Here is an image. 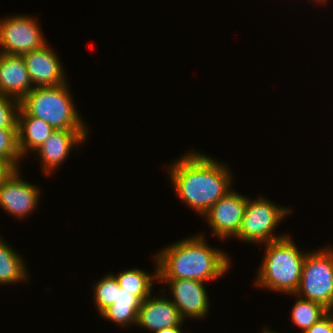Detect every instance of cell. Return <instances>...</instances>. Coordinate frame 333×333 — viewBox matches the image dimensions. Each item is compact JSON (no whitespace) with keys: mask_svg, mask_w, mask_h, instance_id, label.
Masks as SVG:
<instances>
[{"mask_svg":"<svg viewBox=\"0 0 333 333\" xmlns=\"http://www.w3.org/2000/svg\"><path fill=\"white\" fill-rule=\"evenodd\" d=\"M54 128L44 120L30 116L21 106L17 116V144L22 158L46 141ZM30 149V150H29Z\"/></svg>","mask_w":333,"mask_h":333,"instance_id":"9a60e30c","label":"cell"},{"mask_svg":"<svg viewBox=\"0 0 333 333\" xmlns=\"http://www.w3.org/2000/svg\"><path fill=\"white\" fill-rule=\"evenodd\" d=\"M154 333H183L181 326L168 327Z\"/></svg>","mask_w":333,"mask_h":333,"instance_id":"d4e9b609","label":"cell"},{"mask_svg":"<svg viewBox=\"0 0 333 333\" xmlns=\"http://www.w3.org/2000/svg\"><path fill=\"white\" fill-rule=\"evenodd\" d=\"M0 157L20 170L19 162L23 158L18 149L17 129L0 128Z\"/></svg>","mask_w":333,"mask_h":333,"instance_id":"44dd1931","label":"cell"},{"mask_svg":"<svg viewBox=\"0 0 333 333\" xmlns=\"http://www.w3.org/2000/svg\"><path fill=\"white\" fill-rule=\"evenodd\" d=\"M207 243L203 233L160 250L154 256L158 279L219 280L229 271L231 261L226 252Z\"/></svg>","mask_w":333,"mask_h":333,"instance_id":"7a4b0ae2","label":"cell"},{"mask_svg":"<svg viewBox=\"0 0 333 333\" xmlns=\"http://www.w3.org/2000/svg\"><path fill=\"white\" fill-rule=\"evenodd\" d=\"M33 88L23 56L0 53V94L21 101Z\"/></svg>","mask_w":333,"mask_h":333,"instance_id":"5bb4252c","label":"cell"},{"mask_svg":"<svg viewBox=\"0 0 333 333\" xmlns=\"http://www.w3.org/2000/svg\"><path fill=\"white\" fill-rule=\"evenodd\" d=\"M267 328H269V327H265L264 329V331H262L261 333H278V332H275V331H271V330H269V329H267ZM260 333V332H259Z\"/></svg>","mask_w":333,"mask_h":333,"instance_id":"484cf974","label":"cell"},{"mask_svg":"<svg viewBox=\"0 0 333 333\" xmlns=\"http://www.w3.org/2000/svg\"><path fill=\"white\" fill-rule=\"evenodd\" d=\"M141 300L124 288H117L115 302L104 310L100 315L118 326L128 327L136 325Z\"/></svg>","mask_w":333,"mask_h":333,"instance_id":"2e32d148","label":"cell"},{"mask_svg":"<svg viewBox=\"0 0 333 333\" xmlns=\"http://www.w3.org/2000/svg\"><path fill=\"white\" fill-rule=\"evenodd\" d=\"M27 271L22 256L0 237V285L27 281Z\"/></svg>","mask_w":333,"mask_h":333,"instance_id":"e0dca14e","label":"cell"},{"mask_svg":"<svg viewBox=\"0 0 333 333\" xmlns=\"http://www.w3.org/2000/svg\"><path fill=\"white\" fill-rule=\"evenodd\" d=\"M184 319L173 302L166 295L148 298L141 302L137 326L153 333L172 326H182Z\"/></svg>","mask_w":333,"mask_h":333,"instance_id":"4fadbf2b","label":"cell"},{"mask_svg":"<svg viewBox=\"0 0 333 333\" xmlns=\"http://www.w3.org/2000/svg\"><path fill=\"white\" fill-rule=\"evenodd\" d=\"M93 288L94 306L97 307L100 315L115 302L117 288H120V285L114 274L109 273L97 281Z\"/></svg>","mask_w":333,"mask_h":333,"instance_id":"ffe728a7","label":"cell"},{"mask_svg":"<svg viewBox=\"0 0 333 333\" xmlns=\"http://www.w3.org/2000/svg\"><path fill=\"white\" fill-rule=\"evenodd\" d=\"M114 276L120 288H124L143 301L152 295L153 284L158 280V267L155 268L154 274H148L142 269L131 268Z\"/></svg>","mask_w":333,"mask_h":333,"instance_id":"ac0fdd59","label":"cell"},{"mask_svg":"<svg viewBox=\"0 0 333 333\" xmlns=\"http://www.w3.org/2000/svg\"><path fill=\"white\" fill-rule=\"evenodd\" d=\"M297 300L293 305L291 318L297 327L301 328L303 333L314 323L323 318L329 310L317 302L296 296Z\"/></svg>","mask_w":333,"mask_h":333,"instance_id":"d6986e66","label":"cell"},{"mask_svg":"<svg viewBox=\"0 0 333 333\" xmlns=\"http://www.w3.org/2000/svg\"><path fill=\"white\" fill-rule=\"evenodd\" d=\"M68 85L34 87L20 101V106L30 116L44 120L54 130H89L74 105Z\"/></svg>","mask_w":333,"mask_h":333,"instance_id":"277c9868","label":"cell"},{"mask_svg":"<svg viewBox=\"0 0 333 333\" xmlns=\"http://www.w3.org/2000/svg\"><path fill=\"white\" fill-rule=\"evenodd\" d=\"M263 245L266 248L255 279L256 286L284 294H295L308 252H302L288 234Z\"/></svg>","mask_w":333,"mask_h":333,"instance_id":"3957f363","label":"cell"},{"mask_svg":"<svg viewBox=\"0 0 333 333\" xmlns=\"http://www.w3.org/2000/svg\"><path fill=\"white\" fill-rule=\"evenodd\" d=\"M20 100L0 94V128L17 129Z\"/></svg>","mask_w":333,"mask_h":333,"instance_id":"7402d4cb","label":"cell"},{"mask_svg":"<svg viewBox=\"0 0 333 333\" xmlns=\"http://www.w3.org/2000/svg\"><path fill=\"white\" fill-rule=\"evenodd\" d=\"M311 1V0H310ZM313 2L315 1V3L317 2V3H323V4H325L324 2H327L328 0H312Z\"/></svg>","mask_w":333,"mask_h":333,"instance_id":"4316f807","label":"cell"},{"mask_svg":"<svg viewBox=\"0 0 333 333\" xmlns=\"http://www.w3.org/2000/svg\"><path fill=\"white\" fill-rule=\"evenodd\" d=\"M20 175L16 169L0 185V208L16 219L32 214L41 196L40 189Z\"/></svg>","mask_w":333,"mask_h":333,"instance_id":"9c48e42d","label":"cell"},{"mask_svg":"<svg viewBox=\"0 0 333 333\" xmlns=\"http://www.w3.org/2000/svg\"><path fill=\"white\" fill-rule=\"evenodd\" d=\"M89 130L55 129L35 152L40 157L45 175L53 174L59 168L74 146L78 147L87 139ZM83 142V143H82Z\"/></svg>","mask_w":333,"mask_h":333,"instance_id":"8fae6325","label":"cell"},{"mask_svg":"<svg viewBox=\"0 0 333 333\" xmlns=\"http://www.w3.org/2000/svg\"><path fill=\"white\" fill-rule=\"evenodd\" d=\"M158 281L169 284L172 293L170 300L184 320L186 317L202 319L207 316L210 300L205 282L191 279H158Z\"/></svg>","mask_w":333,"mask_h":333,"instance_id":"30bf717a","label":"cell"},{"mask_svg":"<svg viewBox=\"0 0 333 333\" xmlns=\"http://www.w3.org/2000/svg\"><path fill=\"white\" fill-rule=\"evenodd\" d=\"M247 201V196L232 189L204 214L214 236L227 240L238 235Z\"/></svg>","mask_w":333,"mask_h":333,"instance_id":"ba28073f","label":"cell"},{"mask_svg":"<svg viewBox=\"0 0 333 333\" xmlns=\"http://www.w3.org/2000/svg\"><path fill=\"white\" fill-rule=\"evenodd\" d=\"M292 208L280 207L273 201L263 198L249 199L245 207L241 226L236 238L243 242L253 244H266L279 240L287 236L286 234H275V229L288 214L292 213Z\"/></svg>","mask_w":333,"mask_h":333,"instance_id":"8992f818","label":"cell"},{"mask_svg":"<svg viewBox=\"0 0 333 333\" xmlns=\"http://www.w3.org/2000/svg\"><path fill=\"white\" fill-rule=\"evenodd\" d=\"M22 56L33 87L57 86L67 83L63 65L49 44Z\"/></svg>","mask_w":333,"mask_h":333,"instance_id":"7c38bea8","label":"cell"},{"mask_svg":"<svg viewBox=\"0 0 333 333\" xmlns=\"http://www.w3.org/2000/svg\"><path fill=\"white\" fill-rule=\"evenodd\" d=\"M16 15L0 20V53L23 55L39 49L48 42L42 34L38 19Z\"/></svg>","mask_w":333,"mask_h":333,"instance_id":"52a82bcc","label":"cell"},{"mask_svg":"<svg viewBox=\"0 0 333 333\" xmlns=\"http://www.w3.org/2000/svg\"><path fill=\"white\" fill-rule=\"evenodd\" d=\"M304 333H333V312L329 311L323 318L314 323Z\"/></svg>","mask_w":333,"mask_h":333,"instance_id":"603a6c76","label":"cell"},{"mask_svg":"<svg viewBox=\"0 0 333 333\" xmlns=\"http://www.w3.org/2000/svg\"><path fill=\"white\" fill-rule=\"evenodd\" d=\"M320 303L329 311L333 309V248L312 250L307 253L295 294Z\"/></svg>","mask_w":333,"mask_h":333,"instance_id":"5b68a950","label":"cell"},{"mask_svg":"<svg viewBox=\"0 0 333 333\" xmlns=\"http://www.w3.org/2000/svg\"><path fill=\"white\" fill-rule=\"evenodd\" d=\"M226 165L192 150L167 168L176 195L203 217L232 190L233 177Z\"/></svg>","mask_w":333,"mask_h":333,"instance_id":"6da1fadb","label":"cell"},{"mask_svg":"<svg viewBox=\"0 0 333 333\" xmlns=\"http://www.w3.org/2000/svg\"><path fill=\"white\" fill-rule=\"evenodd\" d=\"M16 169L6 160L0 157V185Z\"/></svg>","mask_w":333,"mask_h":333,"instance_id":"cb8c5ba5","label":"cell"}]
</instances>
